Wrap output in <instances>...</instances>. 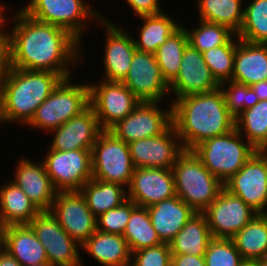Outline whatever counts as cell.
Instances as JSON below:
<instances>
[{"label":"cell","instance_id":"6da1fadb","mask_svg":"<svg viewBox=\"0 0 267 266\" xmlns=\"http://www.w3.org/2000/svg\"><path fill=\"white\" fill-rule=\"evenodd\" d=\"M8 30L13 68L58 73L71 77V66L82 61L81 42L66 29L40 22L22 9L11 16ZM80 50V51H79Z\"/></svg>","mask_w":267,"mask_h":266},{"label":"cell","instance_id":"7a4b0ae2","mask_svg":"<svg viewBox=\"0 0 267 266\" xmlns=\"http://www.w3.org/2000/svg\"><path fill=\"white\" fill-rule=\"evenodd\" d=\"M171 104L172 123L184 150L235 129V117L228 111L220 88L186 95Z\"/></svg>","mask_w":267,"mask_h":266},{"label":"cell","instance_id":"3957f363","mask_svg":"<svg viewBox=\"0 0 267 266\" xmlns=\"http://www.w3.org/2000/svg\"><path fill=\"white\" fill-rule=\"evenodd\" d=\"M62 79L55 72L11 67L0 84L2 123L26 126Z\"/></svg>","mask_w":267,"mask_h":266},{"label":"cell","instance_id":"277c9868","mask_svg":"<svg viewBox=\"0 0 267 266\" xmlns=\"http://www.w3.org/2000/svg\"><path fill=\"white\" fill-rule=\"evenodd\" d=\"M172 172L176 195L196 213H202L224 188L192 150H184L177 157Z\"/></svg>","mask_w":267,"mask_h":266},{"label":"cell","instance_id":"5b68a950","mask_svg":"<svg viewBox=\"0 0 267 266\" xmlns=\"http://www.w3.org/2000/svg\"><path fill=\"white\" fill-rule=\"evenodd\" d=\"M192 151L222 183L236 174L256 149L237 131L204 140Z\"/></svg>","mask_w":267,"mask_h":266},{"label":"cell","instance_id":"8992f818","mask_svg":"<svg viewBox=\"0 0 267 266\" xmlns=\"http://www.w3.org/2000/svg\"><path fill=\"white\" fill-rule=\"evenodd\" d=\"M71 79L68 77L59 82L50 96L36 109L26 127L44 130L48 133L62 126L89 106L88 83L74 84L70 81Z\"/></svg>","mask_w":267,"mask_h":266},{"label":"cell","instance_id":"52a82bcc","mask_svg":"<svg viewBox=\"0 0 267 266\" xmlns=\"http://www.w3.org/2000/svg\"><path fill=\"white\" fill-rule=\"evenodd\" d=\"M86 2L85 0H29L21 9L40 22L66 29L81 42L82 34L86 33L88 20H95L97 23L102 18V15Z\"/></svg>","mask_w":267,"mask_h":266},{"label":"cell","instance_id":"ba28073f","mask_svg":"<svg viewBox=\"0 0 267 266\" xmlns=\"http://www.w3.org/2000/svg\"><path fill=\"white\" fill-rule=\"evenodd\" d=\"M92 179L129 187L135 166L129 145L111 131L103 130L91 151Z\"/></svg>","mask_w":267,"mask_h":266},{"label":"cell","instance_id":"9c48e42d","mask_svg":"<svg viewBox=\"0 0 267 266\" xmlns=\"http://www.w3.org/2000/svg\"><path fill=\"white\" fill-rule=\"evenodd\" d=\"M89 85V105L102 130H110L128 116L140 100L122 83L101 80Z\"/></svg>","mask_w":267,"mask_h":266},{"label":"cell","instance_id":"30bf717a","mask_svg":"<svg viewBox=\"0 0 267 266\" xmlns=\"http://www.w3.org/2000/svg\"><path fill=\"white\" fill-rule=\"evenodd\" d=\"M46 250L53 266H84L81 245L58 223L50 211H40L28 224Z\"/></svg>","mask_w":267,"mask_h":266},{"label":"cell","instance_id":"8fae6325","mask_svg":"<svg viewBox=\"0 0 267 266\" xmlns=\"http://www.w3.org/2000/svg\"><path fill=\"white\" fill-rule=\"evenodd\" d=\"M92 150H47L43 160L53 188L59 191H79L92 179Z\"/></svg>","mask_w":267,"mask_h":266},{"label":"cell","instance_id":"7c38bea8","mask_svg":"<svg viewBox=\"0 0 267 266\" xmlns=\"http://www.w3.org/2000/svg\"><path fill=\"white\" fill-rule=\"evenodd\" d=\"M223 186L258 214L267 212V151L256 150Z\"/></svg>","mask_w":267,"mask_h":266},{"label":"cell","instance_id":"4fadbf2b","mask_svg":"<svg viewBox=\"0 0 267 266\" xmlns=\"http://www.w3.org/2000/svg\"><path fill=\"white\" fill-rule=\"evenodd\" d=\"M162 102H142L109 131L127 144L164 133L172 123V104L161 109Z\"/></svg>","mask_w":267,"mask_h":266},{"label":"cell","instance_id":"5bb4252c","mask_svg":"<svg viewBox=\"0 0 267 266\" xmlns=\"http://www.w3.org/2000/svg\"><path fill=\"white\" fill-rule=\"evenodd\" d=\"M202 213L207 219L212 238L225 239H231L258 214L224 188Z\"/></svg>","mask_w":267,"mask_h":266},{"label":"cell","instance_id":"9a60e30c","mask_svg":"<svg viewBox=\"0 0 267 266\" xmlns=\"http://www.w3.org/2000/svg\"><path fill=\"white\" fill-rule=\"evenodd\" d=\"M122 83L142 102H164L171 95L169 83L152 53L136 50Z\"/></svg>","mask_w":267,"mask_h":266},{"label":"cell","instance_id":"2e32d148","mask_svg":"<svg viewBox=\"0 0 267 266\" xmlns=\"http://www.w3.org/2000/svg\"><path fill=\"white\" fill-rule=\"evenodd\" d=\"M50 212L81 246L97 230V217L89 209L80 191L57 192Z\"/></svg>","mask_w":267,"mask_h":266},{"label":"cell","instance_id":"e0dca14e","mask_svg":"<svg viewBox=\"0 0 267 266\" xmlns=\"http://www.w3.org/2000/svg\"><path fill=\"white\" fill-rule=\"evenodd\" d=\"M128 145L135 168L172 169L184 151L173 124L161 135L132 141Z\"/></svg>","mask_w":267,"mask_h":266},{"label":"cell","instance_id":"ac0fdd59","mask_svg":"<svg viewBox=\"0 0 267 266\" xmlns=\"http://www.w3.org/2000/svg\"><path fill=\"white\" fill-rule=\"evenodd\" d=\"M105 27L104 79L122 82L127 76L136 51L134 37L102 15L98 21Z\"/></svg>","mask_w":267,"mask_h":266},{"label":"cell","instance_id":"d6986e66","mask_svg":"<svg viewBox=\"0 0 267 266\" xmlns=\"http://www.w3.org/2000/svg\"><path fill=\"white\" fill-rule=\"evenodd\" d=\"M220 84L204 61L203 53L190 44L185 48L177 76L169 83V92L174 99L190 94L217 90Z\"/></svg>","mask_w":267,"mask_h":266},{"label":"cell","instance_id":"ffe728a7","mask_svg":"<svg viewBox=\"0 0 267 266\" xmlns=\"http://www.w3.org/2000/svg\"><path fill=\"white\" fill-rule=\"evenodd\" d=\"M173 196L176 191L172 169L135 168L127 198L137 206L147 208Z\"/></svg>","mask_w":267,"mask_h":266},{"label":"cell","instance_id":"44dd1931","mask_svg":"<svg viewBox=\"0 0 267 266\" xmlns=\"http://www.w3.org/2000/svg\"><path fill=\"white\" fill-rule=\"evenodd\" d=\"M102 131L98 118L89 105L80 114L50 132L51 134L53 132L54 137L49 149L56 151L92 150Z\"/></svg>","mask_w":267,"mask_h":266},{"label":"cell","instance_id":"7402d4cb","mask_svg":"<svg viewBox=\"0 0 267 266\" xmlns=\"http://www.w3.org/2000/svg\"><path fill=\"white\" fill-rule=\"evenodd\" d=\"M11 180L20 187L40 211H50L57 191L53 188L44 162L20 157Z\"/></svg>","mask_w":267,"mask_h":266},{"label":"cell","instance_id":"603a6c76","mask_svg":"<svg viewBox=\"0 0 267 266\" xmlns=\"http://www.w3.org/2000/svg\"><path fill=\"white\" fill-rule=\"evenodd\" d=\"M2 248L22 266L48 263L46 250L28 224L3 227Z\"/></svg>","mask_w":267,"mask_h":266},{"label":"cell","instance_id":"cb8c5ba5","mask_svg":"<svg viewBox=\"0 0 267 266\" xmlns=\"http://www.w3.org/2000/svg\"><path fill=\"white\" fill-rule=\"evenodd\" d=\"M153 228L162 243L169 244L196 213L177 195L147 207Z\"/></svg>","mask_w":267,"mask_h":266},{"label":"cell","instance_id":"d4e9b609","mask_svg":"<svg viewBox=\"0 0 267 266\" xmlns=\"http://www.w3.org/2000/svg\"><path fill=\"white\" fill-rule=\"evenodd\" d=\"M267 80V44L239 39L234 56L232 81L251 86Z\"/></svg>","mask_w":267,"mask_h":266},{"label":"cell","instance_id":"484cf974","mask_svg":"<svg viewBox=\"0 0 267 266\" xmlns=\"http://www.w3.org/2000/svg\"><path fill=\"white\" fill-rule=\"evenodd\" d=\"M89 256L102 266L131 264V252L123 235L96 230L81 246Z\"/></svg>","mask_w":267,"mask_h":266},{"label":"cell","instance_id":"4316f807","mask_svg":"<svg viewBox=\"0 0 267 266\" xmlns=\"http://www.w3.org/2000/svg\"><path fill=\"white\" fill-rule=\"evenodd\" d=\"M40 210L12 181L0 187V227L29 224Z\"/></svg>","mask_w":267,"mask_h":266},{"label":"cell","instance_id":"83f0119b","mask_svg":"<svg viewBox=\"0 0 267 266\" xmlns=\"http://www.w3.org/2000/svg\"><path fill=\"white\" fill-rule=\"evenodd\" d=\"M212 239L207 219L203 213H195L169 243L172 254L204 256Z\"/></svg>","mask_w":267,"mask_h":266},{"label":"cell","instance_id":"f1b7e54d","mask_svg":"<svg viewBox=\"0 0 267 266\" xmlns=\"http://www.w3.org/2000/svg\"><path fill=\"white\" fill-rule=\"evenodd\" d=\"M139 18L143 21V25L141 24V28H139V39L134 37L135 48L137 51L152 54H155L158 47L163 45L182 24L164 11Z\"/></svg>","mask_w":267,"mask_h":266},{"label":"cell","instance_id":"f546056e","mask_svg":"<svg viewBox=\"0 0 267 266\" xmlns=\"http://www.w3.org/2000/svg\"><path fill=\"white\" fill-rule=\"evenodd\" d=\"M79 191L96 217L120 206L128 199L124 186L99 179L87 181Z\"/></svg>","mask_w":267,"mask_h":266},{"label":"cell","instance_id":"4dcf8cb0","mask_svg":"<svg viewBox=\"0 0 267 266\" xmlns=\"http://www.w3.org/2000/svg\"><path fill=\"white\" fill-rule=\"evenodd\" d=\"M243 259L267 257V217L257 214L231 238Z\"/></svg>","mask_w":267,"mask_h":266},{"label":"cell","instance_id":"1f68e13d","mask_svg":"<svg viewBox=\"0 0 267 266\" xmlns=\"http://www.w3.org/2000/svg\"><path fill=\"white\" fill-rule=\"evenodd\" d=\"M197 3L198 19L226 26L238 34L243 22V0H198Z\"/></svg>","mask_w":267,"mask_h":266},{"label":"cell","instance_id":"d6a6232c","mask_svg":"<svg viewBox=\"0 0 267 266\" xmlns=\"http://www.w3.org/2000/svg\"><path fill=\"white\" fill-rule=\"evenodd\" d=\"M235 128L257 151H267V100L238 115Z\"/></svg>","mask_w":267,"mask_h":266},{"label":"cell","instance_id":"836d02e7","mask_svg":"<svg viewBox=\"0 0 267 266\" xmlns=\"http://www.w3.org/2000/svg\"><path fill=\"white\" fill-rule=\"evenodd\" d=\"M123 237L127 241L131 253L162 244L156 230L152 226L146 207L136 206L132 210Z\"/></svg>","mask_w":267,"mask_h":266},{"label":"cell","instance_id":"e575fe53","mask_svg":"<svg viewBox=\"0 0 267 266\" xmlns=\"http://www.w3.org/2000/svg\"><path fill=\"white\" fill-rule=\"evenodd\" d=\"M189 45L185 26H180L155 53L163 77L170 83L180 70L185 48Z\"/></svg>","mask_w":267,"mask_h":266},{"label":"cell","instance_id":"d590c367","mask_svg":"<svg viewBox=\"0 0 267 266\" xmlns=\"http://www.w3.org/2000/svg\"><path fill=\"white\" fill-rule=\"evenodd\" d=\"M237 37L251 43L267 41V0H251L244 6L243 22Z\"/></svg>","mask_w":267,"mask_h":266},{"label":"cell","instance_id":"8d00e7d4","mask_svg":"<svg viewBox=\"0 0 267 266\" xmlns=\"http://www.w3.org/2000/svg\"><path fill=\"white\" fill-rule=\"evenodd\" d=\"M194 29L186 28L189 44L203 53L214 47L225 45L235 33L228 27L198 19Z\"/></svg>","mask_w":267,"mask_h":266},{"label":"cell","instance_id":"74e56055","mask_svg":"<svg viewBox=\"0 0 267 266\" xmlns=\"http://www.w3.org/2000/svg\"><path fill=\"white\" fill-rule=\"evenodd\" d=\"M238 41L239 38L235 34L225 45L203 52L204 61L219 84L232 81L234 56Z\"/></svg>","mask_w":267,"mask_h":266},{"label":"cell","instance_id":"f35d334b","mask_svg":"<svg viewBox=\"0 0 267 266\" xmlns=\"http://www.w3.org/2000/svg\"><path fill=\"white\" fill-rule=\"evenodd\" d=\"M228 86V87H225ZM225 105L228 111L236 118L245 109L253 107L259 102V98L250 86L227 81L220 84Z\"/></svg>","mask_w":267,"mask_h":266},{"label":"cell","instance_id":"ab89813d","mask_svg":"<svg viewBox=\"0 0 267 266\" xmlns=\"http://www.w3.org/2000/svg\"><path fill=\"white\" fill-rule=\"evenodd\" d=\"M204 260L206 266H240L244 259L232 239L212 238Z\"/></svg>","mask_w":267,"mask_h":266},{"label":"cell","instance_id":"60d3db41","mask_svg":"<svg viewBox=\"0 0 267 266\" xmlns=\"http://www.w3.org/2000/svg\"><path fill=\"white\" fill-rule=\"evenodd\" d=\"M137 205L127 199L120 206L100 214L97 219V230L105 233L123 235L132 210Z\"/></svg>","mask_w":267,"mask_h":266},{"label":"cell","instance_id":"b9f144b4","mask_svg":"<svg viewBox=\"0 0 267 266\" xmlns=\"http://www.w3.org/2000/svg\"><path fill=\"white\" fill-rule=\"evenodd\" d=\"M170 246L162 243L155 247L143 248L131 253L133 266H171Z\"/></svg>","mask_w":267,"mask_h":266},{"label":"cell","instance_id":"7bdbcfd3","mask_svg":"<svg viewBox=\"0 0 267 266\" xmlns=\"http://www.w3.org/2000/svg\"><path fill=\"white\" fill-rule=\"evenodd\" d=\"M137 17L154 15L163 12L159 0H126Z\"/></svg>","mask_w":267,"mask_h":266},{"label":"cell","instance_id":"ee69618b","mask_svg":"<svg viewBox=\"0 0 267 266\" xmlns=\"http://www.w3.org/2000/svg\"><path fill=\"white\" fill-rule=\"evenodd\" d=\"M10 68V39L8 31L6 30L0 36V84L7 76Z\"/></svg>","mask_w":267,"mask_h":266},{"label":"cell","instance_id":"f6af8a7d","mask_svg":"<svg viewBox=\"0 0 267 266\" xmlns=\"http://www.w3.org/2000/svg\"><path fill=\"white\" fill-rule=\"evenodd\" d=\"M171 266H206L204 256L172 254Z\"/></svg>","mask_w":267,"mask_h":266},{"label":"cell","instance_id":"bcb514c9","mask_svg":"<svg viewBox=\"0 0 267 266\" xmlns=\"http://www.w3.org/2000/svg\"><path fill=\"white\" fill-rule=\"evenodd\" d=\"M0 266H22L21 263L10 255L5 249L0 250Z\"/></svg>","mask_w":267,"mask_h":266},{"label":"cell","instance_id":"7dc6e473","mask_svg":"<svg viewBox=\"0 0 267 266\" xmlns=\"http://www.w3.org/2000/svg\"><path fill=\"white\" fill-rule=\"evenodd\" d=\"M259 98V101L267 100V80L260 81L250 86Z\"/></svg>","mask_w":267,"mask_h":266},{"label":"cell","instance_id":"c3c4849f","mask_svg":"<svg viewBox=\"0 0 267 266\" xmlns=\"http://www.w3.org/2000/svg\"><path fill=\"white\" fill-rule=\"evenodd\" d=\"M5 8H6V6L0 4V36L4 33L5 28H6L5 26L7 25V23L10 24L9 23L10 20H8L10 18H8V17H7V19L5 18L6 17L5 16V14H6L5 11H7V9H5Z\"/></svg>","mask_w":267,"mask_h":266},{"label":"cell","instance_id":"681fc988","mask_svg":"<svg viewBox=\"0 0 267 266\" xmlns=\"http://www.w3.org/2000/svg\"><path fill=\"white\" fill-rule=\"evenodd\" d=\"M240 266H259V260L244 259Z\"/></svg>","mask_w":267,"mask_h":266},{"label":"cell","instance_id":"f907efd6","mask_svg":"<svg viewBox=\"0 0 267 266\" xmlns=\"http://www.w3.org/2000/svg\"><path fill=\"white\" fill-rule=\"evenodd\" d=\"M259 266H267V257L259 260Z\"/></svg>","mask_w":267,"mask_h":266},{"label":"cell","instance_id":"816d5d0a","mask_svg":"<svg viewBox=\"0 0 267 266\" xmlns=\"http://www.w3.org/2000/svg\"><path fill=\"white\" fill-rule=\"evenodd\" d=\"M2 249V228L0 227V250Z\"/></svg>","mask_w":267,"mask_h":266},{"label":"cell","instance_id":"f5cc1de1","mask_svg":"<svg viewBox=\"0 0 267 266\" xmlns=\"http://www.w3.org/2000/svg\"><path fill=\"white\" fill-rule=\"evenodd\" d=\"M33 266H53V265H51V264H49V263H45V264L33 265Z\"/></svg>","mask_w":267,"mask_h":266},{"label":"cell","instance_id":"db71d44e","mask_svg":"<svg viewBox=\"0 0 267 266\" xmlns=\"http://www.w3.org/2000/svg\"><path fill=\"white\" fill-rule=\"evenodd\" d=\"M0 124H2V119H1V105H0Z\"/></svg>","mask_w":267,"mask_h":266}]
</instances>
